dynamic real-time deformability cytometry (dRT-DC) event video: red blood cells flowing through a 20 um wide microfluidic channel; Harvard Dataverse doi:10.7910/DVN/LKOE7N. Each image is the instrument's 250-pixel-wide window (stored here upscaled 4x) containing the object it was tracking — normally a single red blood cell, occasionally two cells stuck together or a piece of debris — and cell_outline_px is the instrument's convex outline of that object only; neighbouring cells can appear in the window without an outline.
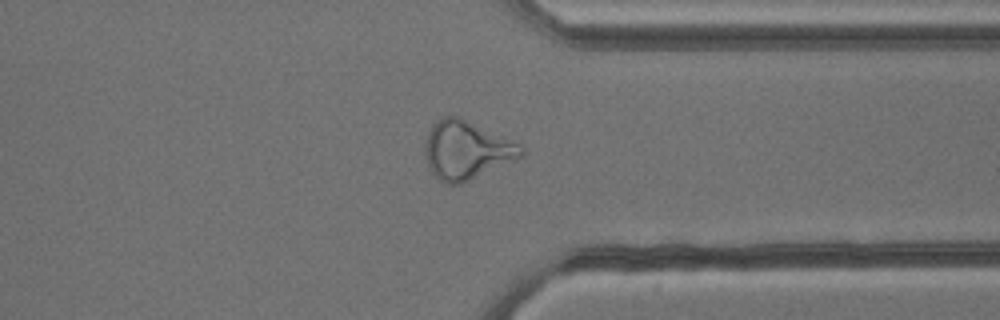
{"species": "common noctule bat (a hibernating species)", "species_latin": "Nyctalus noctula", "temperature_condition": "cold", "stored_images_in_passage": 44, "camera_frame_rate_fps": 3000, "um_per_image_px": 0.085, "animal": {"sex": "male", "body_mass_g": 13.3}, "frame": {"image": 1, "passage_image": 32, "time_ms": 10.333, "image_size_px": [1000, 320], "cell_outline_px": [[524, 156], [460, 184], [448, 184], [440, 180], [432, 172], [428, 164], [424, 148], [428, 132], [432, 124], [440, 116], [460, 116], [520, 144], [524, 148]], "centroid_in_image_um": [39.65, 12.73], "position_along_channel_um": 371.8, "area_um2": 32.6}}
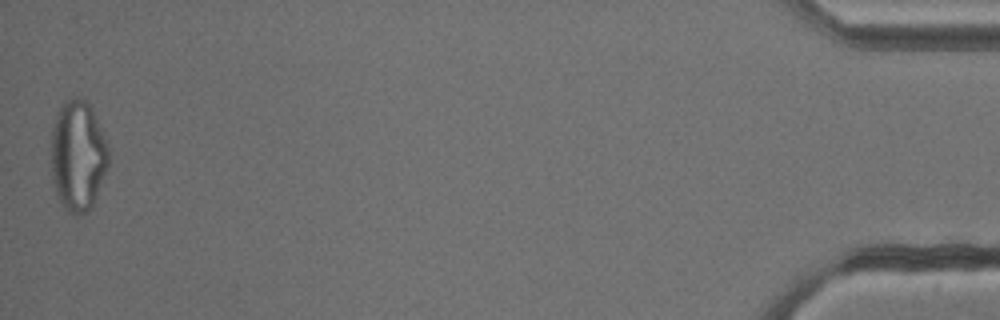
{"frame": {"image": 2, "passage_image": 44, "time_ms": 14.333, "image_size_px": [1000, 320], "cell_outline_px": [[108, 164], [92, 208], [88, 212], [76, 216], [68, 212], [64, 208], [56, 196], [52, 180], [52, 128], [56, 112], [60, 104], [64, 100], [76, 96], [84, 100], [92, 108], [108, 144]], "centroid_in_image_um": [6.61, 13.24], "position_along_channel_um": 428.6, "area_um2": 37.4}}